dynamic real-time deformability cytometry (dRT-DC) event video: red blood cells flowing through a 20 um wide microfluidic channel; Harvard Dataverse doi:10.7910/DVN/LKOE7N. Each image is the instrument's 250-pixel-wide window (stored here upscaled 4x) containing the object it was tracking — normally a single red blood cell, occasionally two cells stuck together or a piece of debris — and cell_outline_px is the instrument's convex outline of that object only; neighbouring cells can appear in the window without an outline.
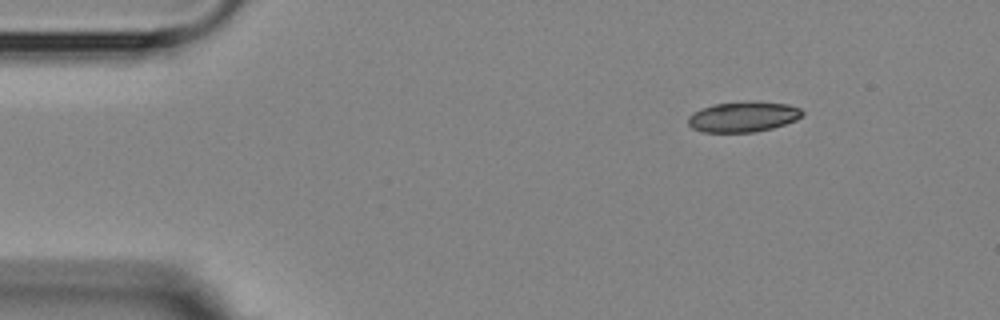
{"species": "Egyptian fruit bat (a non-hibernating species)", "species_latin": "Rousettus aegyptiacus", "temperature_condition": "room temperature", "stored_images_in_passage": 3, "camera_frame_rate_fps": 3000, "um_per_image_px": 0.085, "animal": {"sex": "female"}, "frame": {"image": 1, "passage_image": 1, "time_ms": 0.0, "image_size_px": [1000, 320], "cell_outline_px": [[804, 112], [796, 120], [772, 128], [752, 132], [700, 132], [692, 128], [688, 124], [688, 116], [692, 112], [700, 108], [716, 104], [748, 100], [788, 104], [800, 108]], "centroid_in_image_um": [63.13, 9.91], "position_along_channel_um": 21.9, "area_um2": 20.4}}